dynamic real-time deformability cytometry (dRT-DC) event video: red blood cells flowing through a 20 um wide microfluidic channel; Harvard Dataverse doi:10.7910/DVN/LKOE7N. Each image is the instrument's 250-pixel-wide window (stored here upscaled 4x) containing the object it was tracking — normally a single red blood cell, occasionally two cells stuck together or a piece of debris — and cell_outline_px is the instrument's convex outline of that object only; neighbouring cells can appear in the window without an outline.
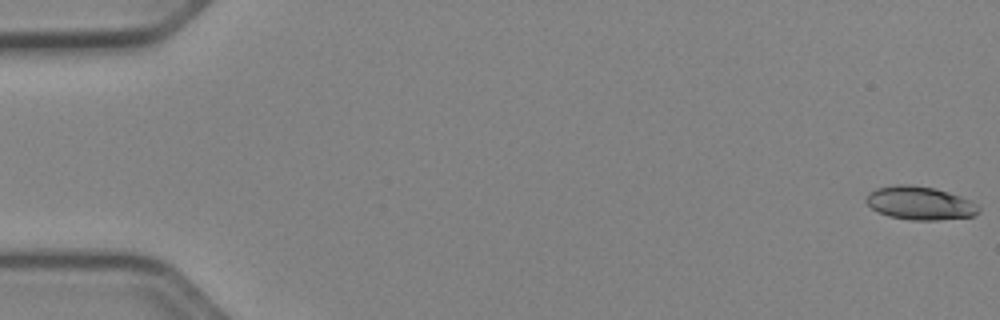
{"species": "Egyptian fruit bat (a non-hibernating species)", "species_latin": "Rousettus aegyptiacus", "temperature_condition": "cold", "stored_images_in_passage": 52, "camera_frame_rate_fps": 3000, "um_per_image_px": 0.085, "animal": {"sex": "female"}, "frame": {"image": 1, "passage_image": 1, "time_ms": 0.0, "image_size_px": [1000, 320], "cell_outline_px": [[980, 212], [976, 216], [936, 220], [912, 220], [888, 216], [876, 212], [864, 200], [868, 192], [876, 188], [896, 184], [912, 184], [936, 188], [960, 196], [976, 204], [980, 208]], "centroid_in_image_um": [78.16, 17.26], "position_along_channel_um": 6.8, "area_um2": 22.14}}
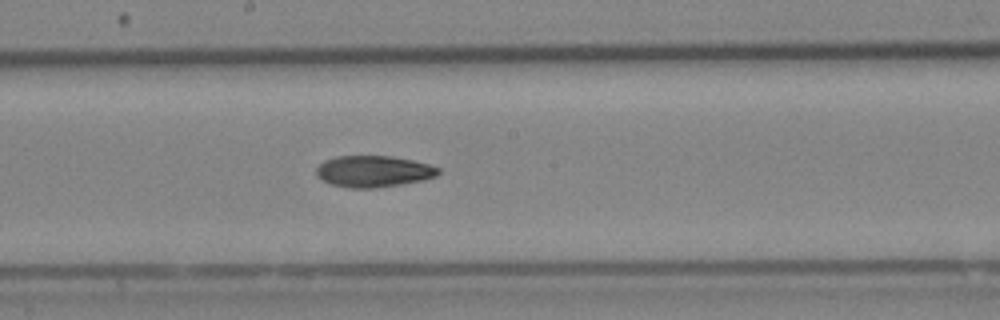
{"frame": {"image": 2, "passage_image": 29, "time_ms": 9.333, "image_size_px": [1000, 320], "cell_outline_px": [[440, 172], [436, 176], [424, 180], [376, 188], [352, 188], [332, 184], [316, 176], [316, 168], [324, 160], [336, 156], [392, 156], [412, 160], [428, 164], [440, 168]], "centroid_in_image_um": [31.75, 14.56], "position_along_channel_um": 216.4, "area_um2": 22.31}}
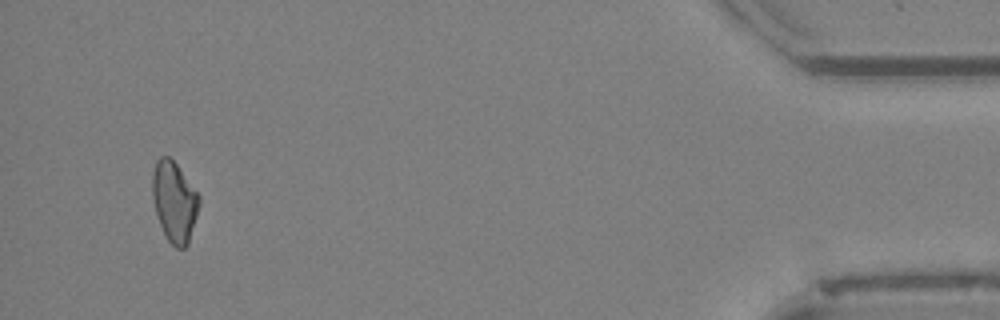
{"frame": {"image": 3, "passage_image": 50, "time_ms": 16.333, "image_size_px": [1000, 320], "cell_outline_px": [[200, 204], [188, 244], [184, 248], [176, 248], [168, 240], [160, 224], [152, 200], [152, 176], [156, 160], [160, 156], [168, 156], [176, 164], [200, 196]], "centroid_in_image_um": [14.81, 17.14], "position_along_channel_um": 420.4, "area_um2": 21.73}, "authors_computed_cell_mechanics": {"area_um2": 22.1663, "velocity_mm_per_s": 3.9709, "shape_relaxation_time_tau1_ms": 7.5083, "shape_relaxation_time_tau2_ms": null, "deformation_change_tau1": 0.1443, "deformation_change_tau2": null}}